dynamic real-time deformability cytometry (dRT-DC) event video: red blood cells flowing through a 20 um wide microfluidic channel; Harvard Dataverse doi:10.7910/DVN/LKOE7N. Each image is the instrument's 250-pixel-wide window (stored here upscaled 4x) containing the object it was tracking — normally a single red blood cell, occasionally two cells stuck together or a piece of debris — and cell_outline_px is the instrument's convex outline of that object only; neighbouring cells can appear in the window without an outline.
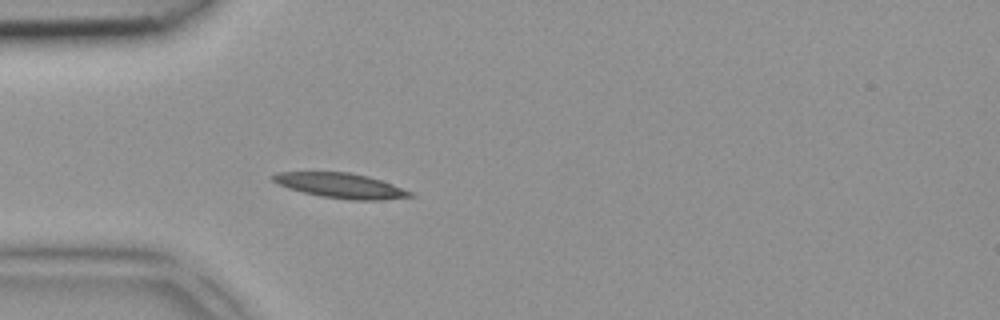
{"species": "common noctule bat (a hibernating species)", "species_latin": "Nyctalus noctula", "temperature_condition": "room temperature", "stored_images_in_passage": 4, "camera_frame_rate_fps": 3000, "um_per_image_px": 0.085, "animal": {"sex": "female", "body_mass_g": 18.4}, "frame": {"image": 1, "passage_image": 4, "time_ms": 1.0, "image_size_px": [1000, 320], "cell_outline_px": [[416, 196], [384, 200], [352, 200], [320, 196], [288, 188], [272, 180], [272, 176], [276, 172], [348, 172], [368, 176], [392, 184], [412, 192]], "centroid_in_image_um": [28.99, 15.78], "position_along_channel_um": 56.0, "area_um2": 19.83}}